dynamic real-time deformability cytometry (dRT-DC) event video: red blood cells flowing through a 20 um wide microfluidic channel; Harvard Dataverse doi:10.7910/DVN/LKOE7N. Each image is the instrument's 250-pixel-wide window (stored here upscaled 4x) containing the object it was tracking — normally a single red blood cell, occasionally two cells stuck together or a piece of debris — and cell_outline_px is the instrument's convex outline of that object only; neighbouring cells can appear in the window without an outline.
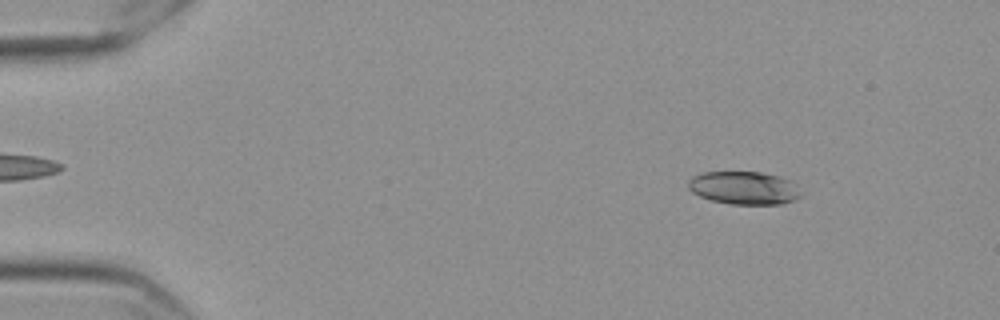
{"species": "Egyptian fruit bat (a non-hibernating species)", "species_latin": "Rousettus aegyptiacus", "temperature_condition": "cold", "stored_images_in_passage": 57, "camera_frame_rate_fps": 3000, "um_per_image_px": 0.085, "frame": {"image": 1, "passage_image": 7, "time_ms": 2.0, "image_size_px": [1000, 320], "cell_outline_px": [[804, 192], [796, 200], [780, 204], [732, 204], [712, 200], [700, 196], [692, 192], [688, 188], [688, 180], [692, 176], [704, 172], [760, 172], [776, 176], [788, 180]], "centroid_in_image_um": [63.24, 15.98], "position_along_channel_um": 21.8, "area_um2": 21.62}}
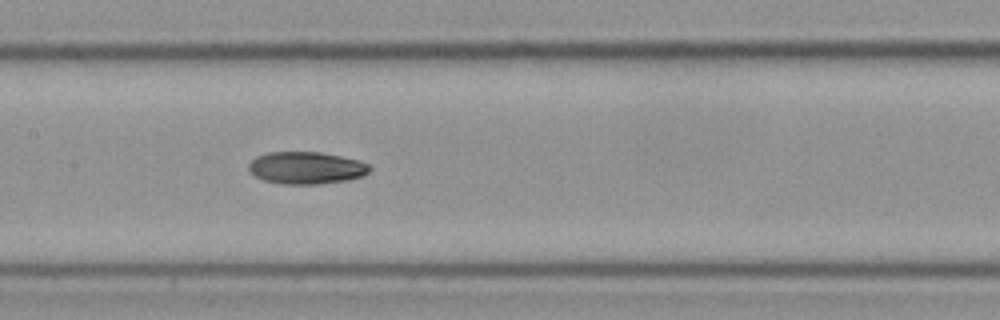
{"frame": {"image": 2, "passage_image": 28, "time_ms": 9.0, "image_size_px": [1000, 320], "cell_outline_px": [[372, 168], [364, 176], [348, 180], [320, 184], [280, 184], [264, 180], [256, 176], [248, 168], [248, 164], [256, 156], [268, 152], [320, 152], [360, 160], [368, 164]], "centroid_in_image_um": [26.05, 14.27], "position_along_channel_um": 181.3, "area_um2": 22.83}}
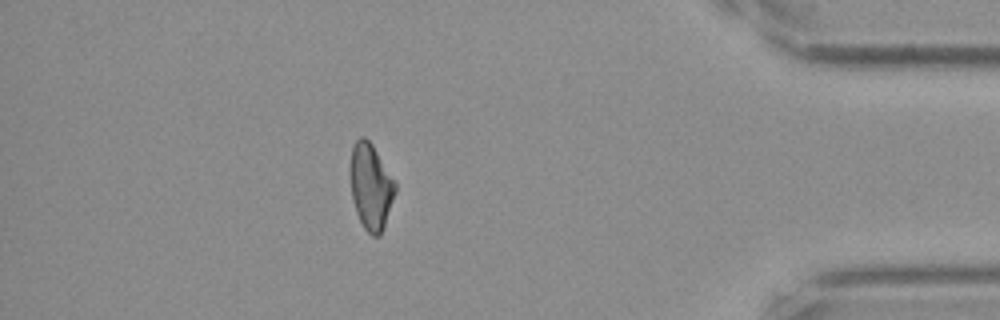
{"frame": {"image": 3, "passage_image": 50, "time_ms": 16.333, "image_size_px": [1000, 320], "cell_outline_px": [[396, 192], [384, 228], [380, 236], [372, 236], [364, 228], [356, 212], [352, 196], [352, 148], [356, 140], [360, 136], [364, 136], [372, 144], [396, 180]], "centroid_in_image_um": [31.57, 15.88], "position_along_channel_um": 403.6, "area_um2": 22.31}, "authors_computed_cell_mechanics": {"area_um2": 22.4842, "velocity_mm_per_s": 3.569, "shape_relaxation_time_tau1_ms": 7.8173, "shape_relaxation_time_tau2_ms": 6.4263, "deformation_change_tau1": 0.1863, "deformation_change_tau2": 0.1199}}